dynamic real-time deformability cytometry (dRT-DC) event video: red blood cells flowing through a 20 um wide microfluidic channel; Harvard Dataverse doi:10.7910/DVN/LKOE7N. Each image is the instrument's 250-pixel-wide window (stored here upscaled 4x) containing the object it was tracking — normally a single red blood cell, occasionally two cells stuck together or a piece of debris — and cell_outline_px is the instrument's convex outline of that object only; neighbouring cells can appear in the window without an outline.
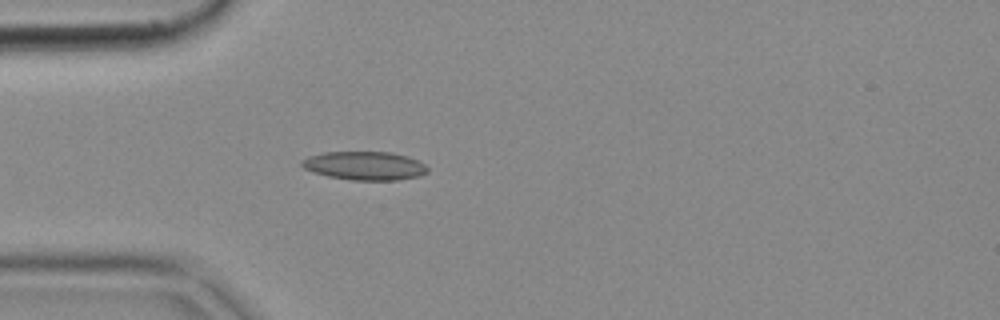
{"species": "common noctule bat (a hibernating species)", "species_latin": "Nyctalus noctula", "temperature_condition": "cold", "stored_images_in_passage": 11, "camera_frame_rate_fps": 3000, "um_per_image_px": 0.085, "animal": {"sex": "female", "body_mass_g": 18.4}, "frame": {"image": 1, "passage_image": 7, "time_ms": 2.0, "image_size_px": [1000, 320], "cell_outline_px": [[428, 172], [420, 176], [396, 180], [352, 180], [328, 176], [304, 168], [300, 164], [300, 160], [308, 156], [324, 152], [392, 152], [408, 156], [424, 164], [428, 168]], "centroid_in_image_um": [31.0, 14.08], "position_along_channel_um": 54.0, "area_um2": 20.92}}